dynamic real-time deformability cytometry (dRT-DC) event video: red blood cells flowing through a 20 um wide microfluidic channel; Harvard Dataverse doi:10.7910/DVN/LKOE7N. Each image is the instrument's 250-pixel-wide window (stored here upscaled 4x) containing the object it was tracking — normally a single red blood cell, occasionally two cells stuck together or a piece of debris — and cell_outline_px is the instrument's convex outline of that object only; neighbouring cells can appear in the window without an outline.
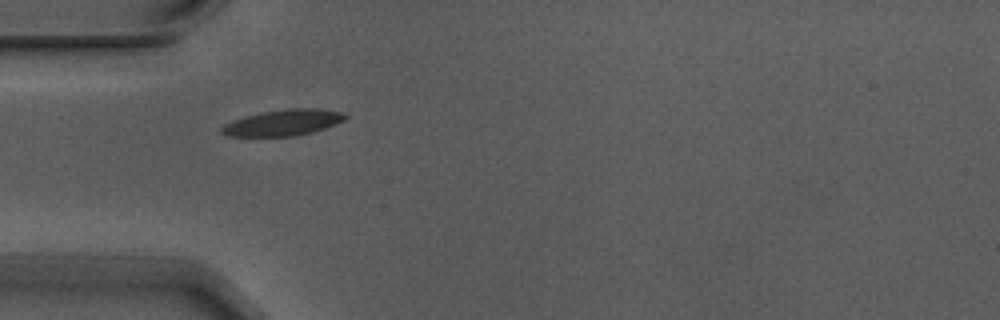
{"species": "Egyptian fruit bat (a non-hibernating species)", "species_latin": "Rousettus aegyptiacus", "temperature_condition": "warm", "stored_images_in_passage": 6, "camera_frame_rate_fps": 3000, "um_per_image_px": 0.085, "animal": {"sex": "male"}, "frame": {"image": 1, "passage_image": 1, "time_ms": 0.0, "image_size_px": [1000, 320], "cell_outline_px": [[348, 116], [344, 120], [336, 124], [312, 132], [292, 136], [228, 136], [220, 132], [220, 128], [224, 124], [232, 120], [244, 116], [260, 112], [288, 108], [320, 108], [344, 112]], "centroid_in_image_um": [24.06, 10.41], "position_along_channel_um": 60.9, "area_um2": 18.96}}
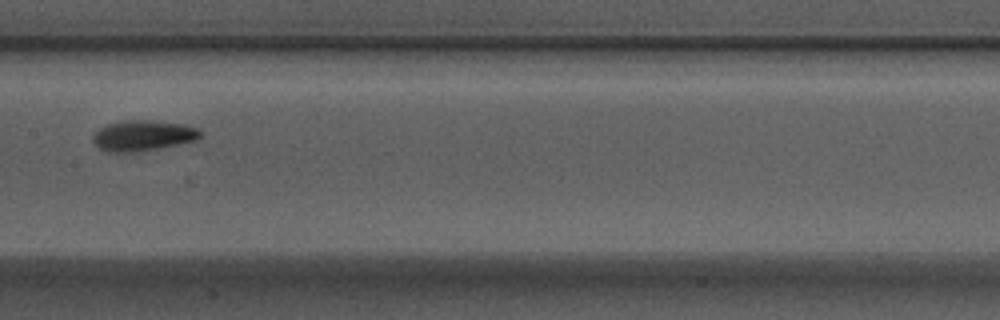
{"frame": {"image": 2, "passage_image": 4, "time_ms": 1.0, "image_size_px": [1000, 320], "cell_outline_px": [[204, 132], [196, 140], [136, 152], [108, 152], [100, 148], [92, 140], [92, 136], [100, 128], [108, 124], [120, 120], [152, 120], [184, 124], [196, 128]], "centroid_in_image_um": [12.14, 11.51], "position_along_channel_um": 195.3, "area_um2": 19.02}}
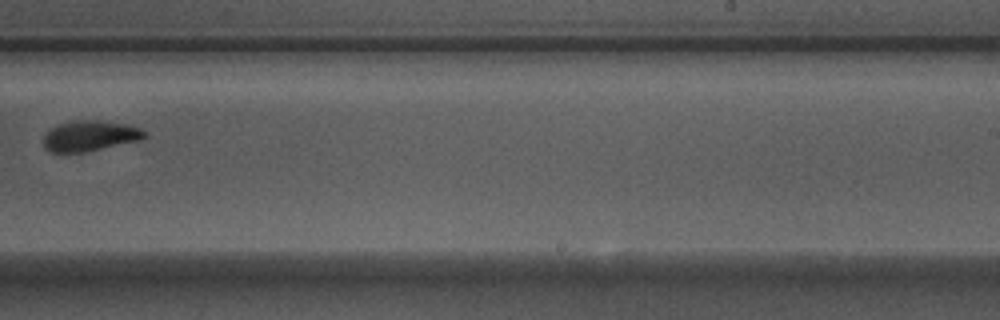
{"frame": {"image": 3, "passage_image": 6, "time_ms": 1.667, "image_size_px": [1000, 320], "cell_outline_px": [[148, 136], [140, 140], [84, 152], [52, 152], [44, 148], [44, 136], [56, 124], [72, 120], [92, 120], [124, 124], [140, 128]], "centroid_in_image_um": [7.62, 11.54], "position_along_channel_um": 281.4, "area_um2": 17.74}}